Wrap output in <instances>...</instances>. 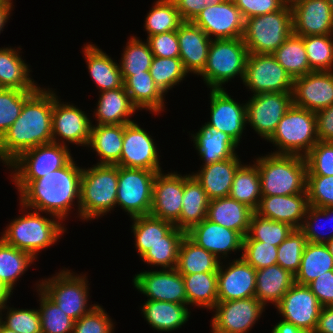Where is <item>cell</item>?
Here are the masks:
<instances>
[{"label":"cell","instance_id":"cell-67","mask_svg":"<svg viewBox=\"0 0 333 333\" xmlns=\"http://www.w3.org/2000/svg\"><path fill=\"white\" fill-rule=\"evenodd\" d=\"M271 333H314V332L303 331L297 328L292 323L281 320L273 327Z\"/></svg>","mask_w":333,"mask_h":333},{"label":"cell","instance_id":"cell-49","mask_svg":"<svg viewBox=\"0 0 333 333\" xmlns=\"http://www.w3.org/2000/svg\"><path fill=\"white\" fill-rule=\"evenodd\" d=\"M119 68L121 75H134L149 71L153 59L148 42L132 36L121 54Z\"/></svg>","mask_w":333,"mask_h":333},{"label":"cell","instance_id":"cell-59","mask_svg":"<svg viewBox=\"0 0 333 333\" xmlns=\"http://www.w3.org/2000/svg\"><path fill=\"white\" fill-rule=\"evenodd\" d=\"M114 324L102 306L97 304L89 313L74 321L73 333H113Z\"/></svg>","mask_w":333,"mask_h":333},{"label":"cell","instance_id":"cell-71","mask_svg":"<svg viewBox=\"0 0 333 333\" xmlns=\"http://www.w3.org/2000/svg\"><path fill=\"white\" fill-rule=\"evenodd\" d=\"M325 245L327 246L329 252L331 253V255L333 257V239L328 241Z\"/></svg>","mask_w":333,"mask_h":333},{"label":"cell","instance_id":"cell-10","mask_svg":"<svg viewBox=\"0 0 333 333\" xmlns=\"http://www.w3.org/2000/svg\"><path fill=\"white\" fill-rule=\"evenodd\" d=\"M157 172L118 166L116 207L132 217L150 215Z\"/></svg>","mask_w":333,"mask_h":333},{"label":"cell","instance_id":"cell-32","mask_svg":"<svg viewBox=\"0 0 333 333\" xmlns=\"http://www.w3.org/2000/svg\"><path fill=\"white\" fill-rule=\"evenodd\" d=\"M121 76L125 90L138 110H149L157 115L165 110V95L155 85L150 71Z\"/></svg>","mask_w":333,"mask_h":333},{"label":"cell","instance_id":"cell-46","mask_svg":"<svg viewBox=\"0 0 333 333\" xmlns=\"http://www.w3.org/2000/svg\"><path fill=\"white\" fill-rule=\"evenodd\" d=\"M186 232L174 226L166 235L165 241L154 244L142 257V261L162 269L176 268L178 252Z\"/></svg>","mask_w":333,"mask_h":333},{"label":"cell","instance_id":"cell-42","mask_svg":"<svg viewBox=\"0 0 333 333\" xmlns=\"http://www.w3.org/2000/svg\"><path fill=\"white\" fill-rule=\"evenodd\" d=\"M131 230L135 237V247L140 258L159 241H165V235L175 226L173 223L143 215L132 217Z\"/></svg>","mask_w":333,"mask_h":333},{"label":"cell","instance_id":"cell-25","mask_svg":"<svg viewBox=\"0 0 333 333\" xmlns=\"http://www.w3.org/2000/svg\"><path fill=\"white\" fill-rule=\"evenodd\" d=\"M186 235L220 261L227 259L225 257H228L232 251H242L243 247V237L237 231L213 223L206 218L194 225L186 232Z\"/></svg>","mask_w":333,"mask_h":333},{"label":"cell","instance_id":"cell-31","mask_svg":"<svg viewBox=\"0 0 333 333\" xmlns=\"http://www.w3.org/2000/svg\"><path fill=\"white\" fill-rule=\"evenodd\" d=\"M97 107L94 110L97 125H121L134 122L129 117L138 111L132 104L124 85L118 89L100 92Z\"/></svg>","mask_w":333,"mask_h":333},{"label":"cell","instance_id":"cell-27","mask_svg":"<svg viewBox=\"0 0 333 333\" xmlns=\"http://www.w3.org/2000/svg\"><path fill=\"white\" fill-rule=\"evenodd\" d=\"M179 50L184 69L199 76L207 63L211 43L209 36L191 21H184L177 29Z\"/></svg>","mask_w":333,"mask_h":333},{"label":"cell","instance_id":"cell-48","mask_svg":"<svg viewBox=\"0 0 333 333\" xmlns=\"http://www.w3.org/2000/svg\"><path fill=\"white\" fill-rule=\"evenodd\" d=\"M149 71L155 85L164 95L167 94L168 90L183 81L187 74L189 75L179 57L162 58L154 56Z\"/></svg>","mask_w":333,"mask_h":333},{"label":"cell","instance_id":"cell-39","mask_svg":"<svg viewBox=\"0 0 333 333\" xmlns=\"http://www.w3.org/2000/svg\"><path fill=\"white\" fill-rule=\"evenodd\" d=\"M221 261L187 235L181 241L176 270L182 275L217 272Z\"/></svg>","mask_w":333,"mask_h":333},{"label":"cell","instance_id":"cell-41","mask_svg":"<svg viewBox=\"0 0 333 333\" xmlns=\"http://www.w3.org/2000/svg\"><path fill=\"white\" fill-rule=\"evenodd\" d=\"M185 283L187 306L211 309L218 303L217 272L182 275Z\"/></svg>","mask_w":333,"mask_h":333},{"label":"cell","instance_id":"cell-19","mask_svg":"<svg viewBox=\"0 0 333 333\" xmlns=\"http://www.w3.org/2000/svg\"><path fill=\"white\" fill-rule=\"evenodd\" d=\"M151 137L136 122L124 124L123 147L118 166L162 171L157 144H154Z\"/></svg>","mask_w":333,"mask_h":333},{"label":"cell","instance_id":"cell-56","mask_svg":"<svg viewBox=\"0 0 333 333\" xmlns=\"http://www.w3.org/2000/svg\"><path fill=\"white\" fill-rule=\"evenodd\" d=\"M322 218H324L325 220L326 219L328 220V221H324L326 224L332 223L333 222V207L318 208V207L309 205L306 215L304 217L303 223L299 229L306 237L307 242L326 244L328 241L333 239V231L331 230V228H330V230L332 232L328 233V235H326V233H324V232L320 233L318 226L320 224L319 219L321 220ZM326 224H325V226H326ZM332 225H333V223H332ZM322 226L324 227V225H322ZM332 229H333V227H332ZM330 230H329V232H330Z\"/></svg>","mask_w":333,"mask_h":333},{"label":"cell","instance_id":"cell-16","mask_svg":"<svg viewBox=\"0 0 333 333\" xmlns=\"http://www.w3.org/2000/svg\"><path fill=\"white\" fill-rule=\"evenodd\" d=\"M191 22L211 40L243 38L245 31V19L232 0L205 7Z\"/></svg>","mask_w":333,"mask_h":333},{"label":"cell","instance_id":"cell-28","mask_svg":"<svg viewBox=\"0 0 333 333\" xmlns=\"http://www.w3.org/2000/svg\"><path fill=\"white\" fill-rule=\"evenodd\" d=\"M236 154L234 157L219 162L201 165L198 172L191 174L202 185L209 200L228 197L234 176L242 165Z\"/></svg>","mask_w":333,"mask_h":333},{"label":"cell","instance_id":"cell-3","mask_svg":"<svg viewBox=\"0 0 333 333\" xmlns=\"http://www.w3.org/2000/svg\"><path fill=\"white\" fill-rule=\"evenodd\" d=\"M253 161L258 168L262 196H287L307 193V162L305 157L267 154Z\"/></svg>","mask_w":333,"mask_h":333},{"label":"cell","instance_id":"cell-33","mask_svg":"<svg viewBox=\"0 0 333 333\" xmlns=\"http://www.w3.org/2000/svg\"><path fill=\"white\" fill-rule=\"evenodd\" d=\"M84 53L90 77L99 92L118 89L123 86L119 64L94 44H85Z\"/></svg>","mask_w":333,"mask_h":333},{"label":"cell","instance_id":"cell-51","mask_svg":"<svg viewBox=\"0 0 333 333\" xmlns=\"http://www.w3.org/2000/svg\"><path fill=\"white\" fill-rule=\"evenodd\" d=\"M293 230L294 228L287 223L263 218L254 212L247 236L255 241L279 246Z\"/></svg>","mask_w":333,"mask_h":333},{"label":"cell","instance_id":"cell-53","mask_svg":"<svg viewBox=\"0 0 333 333\" xmlns=\"http://www.w3.org/2000/svg\"><path fill=\"white\" fill-rule=\"evenodd\" d=\"M34 92L0 88V138L19 117L24 102Z\"/></svg>","mask_w":333,"mask_h":333},{"label":"cell","instance_id":"cell-60","mask_svg":"<svg viewBox=\"0 0 333 333\" xmlns=\"http://www.w3.org/2000/svg\"><path fill=\"white\" fill-rule=\"evenodd\" d=\"M306 191L309 205L333 207V176H307Z\"/></svg>","mask_w":333,"mask_h":333},{"label":"cell","instance_id":"cell-68","mask_svg":"<svg viewBox=\"0 0 333 333\" xmlns=\"http://www.w3.org/2000/svg\"><path fill=\"white\" fill-rule=\"evenodd\" d=\"M13 3H0V34L3 31L5 24L9 20Z\"/></svg>","mask_w":333,"mask_h":333},{"label":"cell","instance_id":"cell-23","mask_svg":"<svg viewBox=\"0 0 333 333\" xmlns=\"http://www.w3.org/2000/svg\"><path fill=\"white\" fill-rule=\"evenodd\" d=\"M217 284L218 302L255 297L256 269L241 257L233 259L226 266L221 261Z\"/></svg>","mask_w":333,"mask_h":333},{"label":"cell","instance_id":"cell-72","mask_svg":"<svg viewBox=\"0 0 333 333\" xmlns=\"http://www.w3.org/2000/svg\"><path fill=\"white\" fill-rule=\"evenodd\" d=\"M285 5H293L294 3L298 2L299 0H281Z\"/></svg>","mask_w":333,"mask_h":333},{"label":"cell","instance_id":"cell-30","mask_svg":"<svg viewBox=\"0 0 333 333\" xmlns=\"http://www.w3.org/2000/svg\"><path fill=\"white\" fill-rule=\"evenodd\" d=\"M254 212L246 204L228 196L209 200L206 219L237 231L244 238Z\"/></svg>","mask_w":333,"mask_h":333},{"label":"cell","instance_id":"cell-44","mask_svg":"<svg viewBox=\"0 0 333 333\" xmlns=\"http://www.w3.org/2000/svg\"><path fill=\"white\" fill-rule=\"evenodd\" d=\"M229 197L242 202L254 211L258 208L262 194L257 165L243 164L235 173Z\"/></svg>","mask_w":333,"mask_h":333},{"label":"cell","instance_id":"cell-7","mask_svg":"<svg viewBox=\"0 0 333 333\" xmlns=\"http://www.w3.org/2000/svg\"><path fill=\"white\" fill-rule=\"evenodd\" d=\"M248 54L243 38L213 39L206 66L199 75L210 89H226L223 84L238 75L243 81Z\"/></svg>","mask_w":333,"mask_h":333},{"label":"cell","instance_id":"cell-62","mask_svg":"<svg viewBox=\"0 0 333 333\" xmlns=\"http://www.w3.org/2000/svg\"><path fill=\"white\" fill-rule=\"evenodd\" d=\"M241 11L243 18L276 12L285 4L281 0H232Z\"/></svg>","mask_w":333,"mask_h":333},{"label":"cell","instance_id":"cell-14","mask_svg":"<svg viewBox=\"0 0 333 333\" xmlns=\"http://www.w3.org/2000/svg\"><path fill=\"white\" fill-rule=\"evenodd\" d=\"M53 90L52 140L53 143H68L87 147L92 121L88 114L70 102H61ZM65 103V104H64ZM61 140V141H60Z\"/></svg>","mask_w":333,"mask_h":333},{"label":"cell","instance_id":"cell-38","mask_svg":"<svg viewBox=\"0 0 333 333\" xmlns=\"http://www.w3.org/2000/svg\"><path fill=\"white\" fill-rule=\"evenodd\" d=\"M189 310L183 304L155 300H147L141 306V313L148 324L161 332L181 328L190 317Z\"/></svg>","mask_w":333,"mask_h":333},{"label":"cell","instance_id":"cell-35","mask_svg":"<svg viewBox=\"0 0 333 333\" xmlns=\"http://www.w3.org/2000/svg\"><path fill=\"white\" fill-rule=\"evenodd\" d=\"M124 124L93 125L87 147L97 152L98 165H118L122 153Z\"/></svg>","mask_w":333,"mask_h":333},{"label":"cell","instance_id":"cell-13","mask_svg":"<svg viewBox=\"0 0 333 333\" xmlns=\"http://www.w3.org/2000/svg\"><path fill=\"white\" fill-rule=\"evenodd\" d=\"M246 102L247 124L268 140L279 121L293 105L292 92H269L253 95Z\"/></svg>","mask_w":333,"mask_h":333},{"label":"cell","instance_id":"cell-15","mask_svg":"<svg viewBox=\"0 0 333 333\" xmlns=\"http://www.w3.org/2000/svg\"><path fill=\"white\" fill-rule=\"evenodd\" d=\"M213 309L212 333H248L260 319L265 306L255 297H249L218 302Z\"/></svg>","mask_w":333,"mask_h":333},{"label":"cell","instance_id":"cell-37","mask_svg":"<svg viewBox=\"0 0 333 333\" xmlns=\"http://www.w3.org/2000/svg\"><path fill=\"white\" fill-rule=\"evenodd\" d=\"M182 209L179 220L174 224L188 232L206 218L209 199L202 185L192 174L184 175Z\"/></svg>","mask_w":333,"mask_h":333},{"label":"cell","instance_id":"cell-11","mask_svg":"<svg viewBox=\"0 0 333 333\" xmlns=\"http://www.w3.org/2000/svg\"><path fill=\"white\" fill-rule=\"evenodd\" d=\"M68 145L49 143L21 153L7 167L13 180H35L64 167L73 157ZM13 174V175H12Z\"/></svg>","mask_w":333,"mask_h":333},{"label":"cell","instance_id":"cell-12","mask_svg":"<svg viewBox=\"0 0 333 333\" xmlns=\"http://www.w3.org/2000/svg\"><path fill=\"white\" fill-rule=\"evenodd\" d=\"M293 82L294 79L273 54H248L243 84L253 95L292 92Z\"/></svg>","mask_w":333,"mask_h":333},{"label":"cell","instance_id":"cell-43","mask_svg":"<svg viewBox=\"0 0 333 333\" xmlns=\"http://www.w3.org/2000/svg\"><path fill=\"white\" fill-rule=\"evenodd\" d=\"M36 260L28 252L5 243L0 238V282L13 294L18 279Z\"/></svg>","mask_w":333,"mask_h":333},{"label":"cell","instance_id":"cell-45","mask_svg":"<svg viewBox=\"0 0 333 333\" xmlns=\"http://www.w3.org/2000/svg\"><path fill=\"white\" fill-rule=\"evenodd\" d=\"M273 55L293 79L312 72L303 36L292 33Z\"/></svg>","mask_w":333,"mask_h":333},{"label":"cell","instance_id":"cell-65","mask_svg":"<svg viewBox=\"0 0 333 333\" xmlns=\"http://www.w3.org/2000/svg\"><path fill=\"white\" fill-rule=\"evenodd\" d=\"M318 141L333 142V104L316 112Z\"/></svg>","mask_w":333,"mask_h":333},{"label":"cell","instance_id":"cell-18","mask_svg":"<svg viewBox=\"0 0 333 333\" xmlns=\"http://www.w3.org/2000/svg\"><path fill=\"white\" fill-rule=\"evenodd\" d=\"M284 321L303 331L314 332L322 309L307 285L294 283L275 306Z\"/></svg>","mask_w":333,"mask_h":333},{"label":"cell","instance_id":"cell-22","mask_svg":"<svg viewBox=\"0 0 333 333\" xmlns=\"http://www.w3.org/2000/svg\"><path fill=\"white\" fill-rule=\"evenodd\" d=\"M183 191L184 175L177 172H157L150 215L175 224L181 214Z\"/></svg>","mask_w":333,"mask_h":333},{"label":"cell","instance_id":"cell-47","mask_svg":"<svg viewBox=\"0 0 333 333\" xmlns=\"http://www.w3.org/2000/svg\"><path fill=\"white\" fill-rule=\"evenodd\" d=\"M145 18L147 37L177 31L184 22L172 0H156Z\"/></svg>","mask_w":333,"mask_h":333},{"label":"cell","instance_id":"cell-5","mask_svg":"<svg viewBox=\"0 0 333 333\" xmlns=\"http://www.w3.org/2000/svg\"><path fill=\"white\" fill-rule=\"evenodd\" d=\"M82 170L79 217L94 220L116 207L118 165H92Z\"/></svg>","mask_w":333,"mask_h":333},{"label":"cell","instance_id":"cell-9","mask_svg":"<svg viewBox=\"0 0 333 333\" xmlns=\"http://www.w3.org/2000/svg\"><path fill=\"white\" fill-rule=\"evenodd\" d=\"M86 275H75L68 269L40 281V289L67 316L77 321L89 313L97 304H89V284ZM89 307V308H88Z\"/></svg>","mask_w":333,"mask_h":333},{"label":"cell","instance_id":"cell-70","mask_svg":"<svg viewBox=\"0 0 333 333\" xmlns=\"http://www.w3.org/2000/svg\"><path fill=\"white\" fill-rule=\"evenodd\" d=\"M0 333H16V332L14 330L7 328L0 322Z\"/></svg>","mask_w":333,"mask_h":333},{"label":"cell","instance_id":"cell-55","mask_svg":"<svg viewBox=\"0 0 333 333\" xmlns=\"http://www.w3.org/2000/svg\"><path fill=\"white\" fill-rule=\"evenodd\" d=\"M306 237L299 229H294L278 246L277 264L294 276L299 271Z\"/></svg>","mask_w":333,"mask_h":333},{"label":"cell","instance_id":"cell-73","mask_svg":"<svg viewBox=\"0 0 333 333\" xmlns=\"http://www.w3.org/2000/svg\"><path fill=\"white\" fill-rule=\"evenodd\" d=\"M328 1V5L330 6V9L333 13V0H327Z\"/></svg>","mask_w":333,"mask_h":333},{"label":"cell","instance_id":"cell-57","mask_svg":"<svg viewBox=\"0 0 333 333\" xmlns=\"http://www.w3.org/2000/svg\"><path fill=\"white\" fill-rule=\"evenodd\" d=\"M278 246L250 239L247 235L243 238L241 258L254 269L267 268L277 264Z\"/></svg>","mask_w":333,"mask_h":333},{"label":"cell","instance_id":"cell-69","mask_svg":"<svg viewBox=\"0 0 333 333\" xmlns=\"http://www.w3.org/2000/svg\"><path fill=\"white\" fill-rule=\"evenodd\" d=\"M12 293L0 282V309L9 301Z\"/></svg>","mask_w":333,"mask_h":333},{"label":"cell","instance_id":"cell-24","mask_svg":"<svg viewBox=\"0 0 333 333\" xmlns=\"http://www.w3.org/2000/svg\"><path fill=\"white\" fill-rule=\"evenodd\" d=\"M290 7L294 34L299 36L333 34V13L327 0H299Z\"/></svg>","mask_w":333,"mask_h":333},{"label":"cell","instance_id":"cell-34","mask_svg":"<svg viewBox=\"0 0 333 333\" xmlns=\"http://www.w3.org/2000/svg\"><path fill=\"white\" fill-rule=\"evenodd\" d=\"M295 283V276L280 265L256 270L255 298L265 307L270 302L276 306L290 287Z\"/></svg>","mask_w":333,"mask_h":333},{"label":"cell","instance_id":"cell-21","mask_svg":"<svg viewBox=\"0 0 333 333\" xmlns=\"http://www.w3.org/2000/svg\"><path fill=\"white\" fill-rule=\"evenodd\" d=\"M293 105L312 112L333 104V71H312L294 78Z\"/></svg>","mask_w":333,"mask_h":333},{"label":"cell","instance_id":"cell-17","mask_svg":"<svg viewBox=\"0 0 333 333\" xmlns=\"http://www.w3.org/2000/svg\"><path fill=\"white\" fill-rule=\"evenodd\" d=\"M132 282L147 300L187 305L184 279L175 268L143 271L135 274Z\"/></svg>","mask_w":333,"mask_h":333},{"label":"cell","instance_id":"cell-6","mask_svg":"<svg viewBox=\"0 0 333 333\" xmlns=\"http://www.w3.org/2000/svg\"><path fill=\"white\" fill-rule=\"evenodd\" d=\"M267 142L277 147L273 154L305 157L318 142L316 113L292 105Z\"/></svg>","mask_w":333,"mask_h":333},{"label":"cell","instance_id":"cell-29","mask_svg":"<svg viewBox=\"0 0 333 333\" xmlns=\"http://www.w3.org/2000/svg\"><path fill=\"white\" fill-rule=\"evenodd\" d=\"M195 149L203 165L219 162L234 157L238 144L226 133L210 126L207 122L200 129L191 134Z\"/></svg>","mask_w":333,"mask_h":333},{"label":"cell","instance_id":"cell-74","mask_svg":"<svg viewBox=\"0 0 333 333\" xmlns=\"http://www.w3.org/2000/svg\"><path fill=\"white\" fill-rule=\"evenodd\" d=\"M0 3H13L12 0H0Z\"/></svg>","mask_w":333,"mask_h":333},{"label":"cell","instance_id":"cell-2","mask_svg":"<svg viewBox=\"0 0 333 333\" xmlns=\"http://www.w3.org/2000/svg\"><path fill=\"white\" fill-rule=\"evenodd\" d=\"M53 91L38 88L23 104L19 117L0 138V161L8 166L21 153L52 143Z\"/></svg>","mask_w":333,"mask_h":333},{"label":"cell","instance_id":"cell-26","mask_svg":"<svg viewBox=\"0 0 333 333\" xmlns=\"http://www.w3.org/2000/svg\"><path fill=\"white\" fill-rule=\"evenodd\" d=\"M309 207L308 194L262 196L255 213L263 218L289 224L300 229Z\"/></svg>","mask_w":333,"mask_h":333},{"label":"cell","instance_id":"cell-64","mask_svg":"<svg viewBox=\"0 0 333 333\" xmlns=\"http://www.w3.org/2000/svg\"><path fill=\"white\" fill-rule=\"evenodd\" d=\"M183 21H192L205 7L225 0H172Z\"/></svg>","mask_w":333,"mask_h":333},{"label":"cell","instance_id":"cell-50","mask_svg":"<svg viewBox=\"0 0 333 333\" xmlns=\"http://www.w3.org/2000/svg\"><path fill=\"white\" fill-rule=\"evenodd\" d=\"M36 283L39 295L42 333H73L74 320L67 316L39 287Z\"/></svg>","mask_w":333,"mask_h":333},{"label":"cell","instance_id":"cell-52","mask_svg":"<svg viewBox=\"0 0 333 333\" xmlns=\"http://www.w3.org/2000/svg\"><path fill=\"white\" fill-rule=\"evenodd\" d=\"M312 71H333V34L303 36Z\"/></svg>","mask_w":333,"mask_h":333},{"label":"cell","instance_id":"cell-66","mask_svg":"<svg viewBox=\"0 0 333 333\" xmlns=\"http://www.w3.org/2000/svg\"><path fill=\"white\" fill-rule=\"evenodd\" d=\"M314 333H333V306L322 307Z\"/></svg>","mask_w":333,"mask_h":333},{"label":"cell","instance_id":"cell-36","mask_svg":"<svg viewBox=\"0 0 333 333\" xmlns=\"http://www.w3.org/2000/svg\"><path fill=\"white\" fill-rule=\"evenodd\" d=\"M20 53V49L0 48V88L36 91L40 86L31 78V70Z\"/></svg>","mask_w":333,"mask_h":333},{"label":"cell","instance_id":"cell-58","mask_svg":"<svg viewBox=\"0 0 333 333\" xmlns=\"http://www.w3.org/2000/svg\"><path fill=\"white\" fill-rule=\"evenodd\" d=\"M305 159L307 176H333V142L318 141Z\"/></svg>","mask_w":333,"mask_h":333},{"label":"cell","instance_id":"cell-4","mask_svg":"<svg viewBox=\"0 0 333 333\" xmlns=\"http://www.w3.org/2000/svg\"><path fill=\"white\" fill-rule=\"evenodd\" d=\"M26 213L10 221L0 238L37 259L40 250L54 245L67 229L64 224L62 226V220L54 215L49 219L40 215V211Z\"/></svg>","mask_w":333,"mask_h":333},{"label":"cell","instance_id":"cell-8","mask_svg":"<svg viewBox=\"0 0 333 333\" xmlns=\"http://www.w3.org/2000/svg\"><path fill=\"white\" fill-rule=\"evenodd\" d=\"M293 33L292 10H280L245 20L244 43L249 53L273 54Z\"/></svg>","mask_w":333,"mask_h":333},{"label":"cell","instance_id":"cell-63","mask_svg":"<svg viewBox=\"0 0 333 333\" xmlns=\"http://www.w3.org/2000/svg\"><path fill=\"white\" fill-rule=\"evenodd\" d=\"M307 286L322 307L333 306V271H327L311 281Z\"/></svg>","mask_w":333,"mask_h":333},{"label":"cell","instance_id":"cell-61","mask_svg":"<svg viewBox=\"0 0 333 333\" xmlns=\"http://www.w3.org/2000/svg\"><path fill=\"white\" fill-rule=\"evenodd\" d=\"M153 56L162 58L179 57V41L176 31H170L147 37Z\"/></svg>","mask_w":333,"mask_h":333},{"label":"cell","instance_id":"cell-1","mask_svg":"<svg viewBox=\"0 0 333 333\" xmlns=\"http://www.w3.org/2000/svg\"><path fill=\"white\" fill-rule=\"evenodd\" d=\"M72 158L64 167L35 180H12L18 188L21 210H36L65 221L77 200L78 216L82 167ZM74 202V204H73Z\"/></svg>","mask_w":333,"mask_h":333},{"label":"cell","instance_id":"cell-20","mask_svg":"<svg viewBox=\"0 0 333 333\" xmlns=\"http://www.w3.org/2000/svg\"><path fill=\"white\" fill-rule=\"evenodd\" d=\"M210 121L207 123L228 134L239 145L247 125L246 103L240 104L224 89H210Z\"/></svg>","mask_w":333,"mask_h":333},{"label":"cell","instance_id":"cell-54","mask_svg":"<svg viewBox=\"0 0 333 333\" xmlns=\"http://www.w3.org/2000/svg\"><path fill=\"white\" fill-rule=\"evenodd\" d=\"M6 309V314H3L2 311ZM2 314L6 316L3 317ZM0 322L16 333H42L38 309H17L9 307L6 303L0 309Z\"/></svg>","mask_w":333,"mask_h":333},{"label":"cell","instance_id":"cell-40","mask_svg":"<svg viewBox=\"0 0 333 333\" xmlns=\"http://www.w3.org/2000/svg\"><path fill=\"white\" fill-rule=\"evenodd\" d=\"M327 271H333V257L327 246L307 242L303 250L300 269L295 274V283L308 285Z\"/></svg>","mask_w":333,"mask_h":333}]
</instances>
